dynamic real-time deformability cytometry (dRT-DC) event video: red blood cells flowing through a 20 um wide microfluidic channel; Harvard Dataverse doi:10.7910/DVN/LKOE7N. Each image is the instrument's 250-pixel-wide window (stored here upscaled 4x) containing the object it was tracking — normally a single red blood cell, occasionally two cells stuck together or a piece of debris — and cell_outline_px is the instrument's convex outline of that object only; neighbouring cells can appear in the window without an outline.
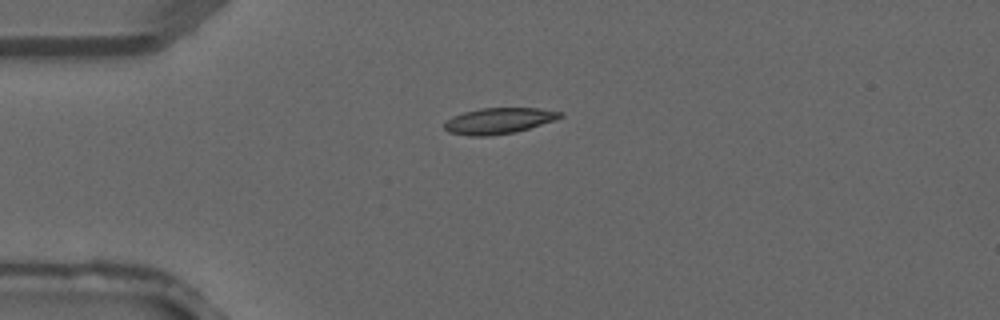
{"species": "common noctule bat (a hibernating species)", "species_latin": "Nyctalus noctula", "temperature_condition": "warm", "stored_images_in_passage": 4, "camera_frame_rate_fps": 3000, "um_per_image_px": 0.085, "animal": {"sex": "male", "forearm_length_mm": 52.5}, "frame": {"image": 1, "passage_image": 3, "time_ms": 0.667, "image_size_px": [1000, 320], "cell_outline_px": [[564, 116], [556, 120], [516, 132], [488, 136], [468, 136], [448, 132], [444, 128], [444, 124], [452, 116], [464, 112], [480, 108], [536, 108], [564, 112]], "centroid_in_image_um": [42.41, 10.27], "position_along_channel_um": 42.6, "area_um2": 17.63}}